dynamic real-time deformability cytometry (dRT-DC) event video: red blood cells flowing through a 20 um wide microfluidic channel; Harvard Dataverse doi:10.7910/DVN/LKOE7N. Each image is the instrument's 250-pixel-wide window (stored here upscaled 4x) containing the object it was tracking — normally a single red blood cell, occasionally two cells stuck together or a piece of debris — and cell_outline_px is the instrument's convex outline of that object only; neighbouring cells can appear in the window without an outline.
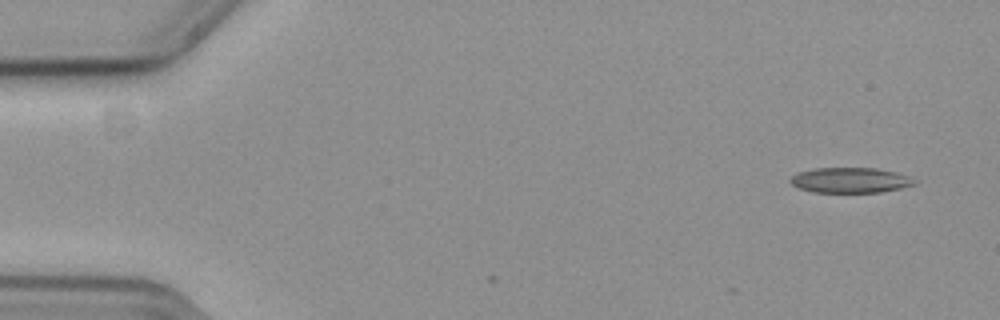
{"species": "common noctule bat (a hibernating species)", "species_latin": "Nyctalus noctula", "temperature_condition": "cold", "stored_images_in_passage": 3, "camera_frame_rate_fps": 3000, "um_per_image_px": 0.085, "animal": {"sex": "female", "body_mass_g": 19.3, "forearm_length_mm": 54.1}, "frame": {"image": 1, "passage_image": 1, "time_ms": 0.0, "image_size_px": [1000, 320], "cell_outline_px": [[916, 184], [900, 188], [880, 192], [812, 192], [800, 188], [792, 184], [788, 180], [792, 176], [800, 172], [816, 168], [876, 168], [896, 172], [908, 176], [916, 180]], "centroid_in_image_um": [72.28, 15.31], "position_along_channel_um": 12.7, "area_um2": 18.15}}